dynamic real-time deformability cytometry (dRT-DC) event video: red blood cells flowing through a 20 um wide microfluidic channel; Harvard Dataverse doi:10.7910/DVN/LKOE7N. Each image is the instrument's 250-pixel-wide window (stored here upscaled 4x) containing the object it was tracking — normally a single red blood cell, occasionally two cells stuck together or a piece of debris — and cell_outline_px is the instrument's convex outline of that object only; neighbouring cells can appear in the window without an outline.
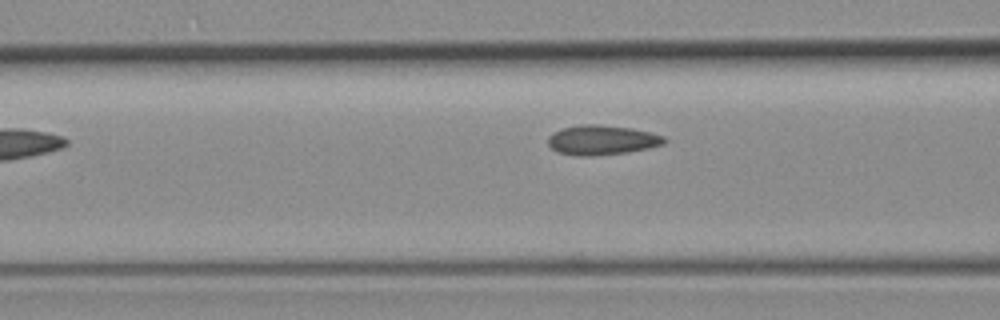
{"species": "common noctule bat (a hibernating species)", "species_latin": "Nyctalus noctula", "temperature_condition": "room temperature", "stored_images_in_passage": 5, "camera_frame_rate_fps": 3000, "um_per_image_px": 0.085, "animal": {"sex": "female", "body_mass_g": 19.3, "forearm_length_mm": 54.1}, "frame": {"image": 1, "passage_image": 5, "time_ms": 4.667, "image_size_px": [1000, 320], "cell_outline_px": [[668, 140], [664, 144], [648, 148], [628, 152], [592, 156], [576, 156], [556, 152], [548, 144], [548, 136], [552, 132], [564, 128], [580, 124], [600, 124], [632, 128], [652, 132], [664, 136]], "centroid_in_image_um": [51.17, 11.9], "position_along_channel_um": 115.4, "area_um2": 20.4}}